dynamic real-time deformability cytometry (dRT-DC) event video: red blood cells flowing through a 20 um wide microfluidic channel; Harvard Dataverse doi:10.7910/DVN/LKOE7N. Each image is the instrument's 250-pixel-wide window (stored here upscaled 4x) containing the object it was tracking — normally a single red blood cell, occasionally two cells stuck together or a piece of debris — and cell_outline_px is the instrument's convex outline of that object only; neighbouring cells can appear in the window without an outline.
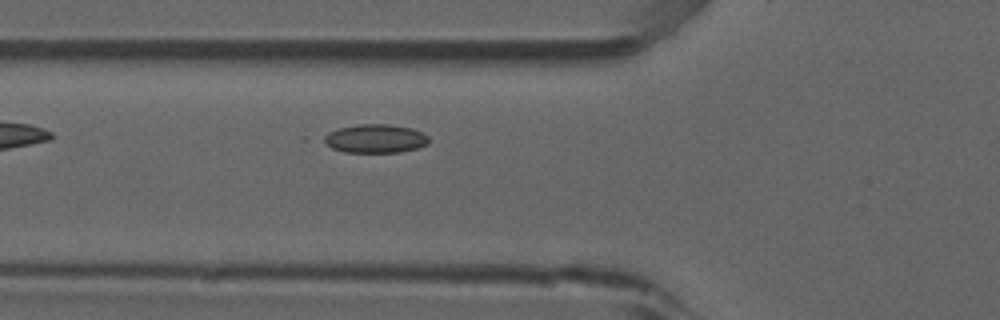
{"species": "common noctule bat (a hibernating species)", "species_latin": "Nyctalus noctula", "temperature_condition": "room temperature", "stored_images_in_passage": 21, "camera_frame_rate_fps": 3000, "um_per_image_px": 0.085, "animal": {"sex": "male", "forearm_length_mm": 52.5}, "frame": {"image": 1, "passage_image": 3, "time_ms": 0.667, "image_size_px": [1000, 320], "cell_outline_px": [[428, 144], [416, 148], [400, 152], [344, 152], [332, 148], [320, 140], [320, 136], [328, 132], [340, 128], [360, 124], [388, 124], [412, 128], [428, 136]], "centroid_in_image_um": [31.84, 11.78], "position_along_channel_um": 94.0, "area_um2": 17.57}}
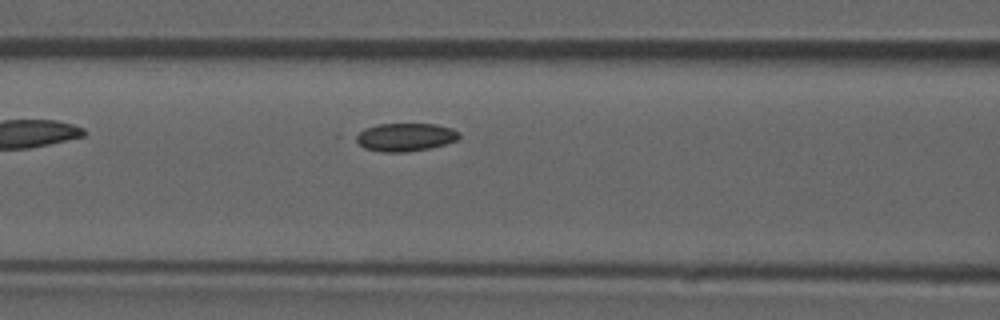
{"frame": {"image": 2, "passage_image": 6, "time_ms": 1.667, "image_size_px": [1000, 320], "cell_outline_px": [[460, 136], [456, 140], [444, 144], [428, 148], [408, 152], [380, 152], [364, 148], [352, 136], [364, 128], [376, 124], [436, 124], [452, 128], [460, 132]], "centroid_in_image_um": [34.41, 11.65], "position_along_channel_um": 132.2, "area_um2": 17.05}}